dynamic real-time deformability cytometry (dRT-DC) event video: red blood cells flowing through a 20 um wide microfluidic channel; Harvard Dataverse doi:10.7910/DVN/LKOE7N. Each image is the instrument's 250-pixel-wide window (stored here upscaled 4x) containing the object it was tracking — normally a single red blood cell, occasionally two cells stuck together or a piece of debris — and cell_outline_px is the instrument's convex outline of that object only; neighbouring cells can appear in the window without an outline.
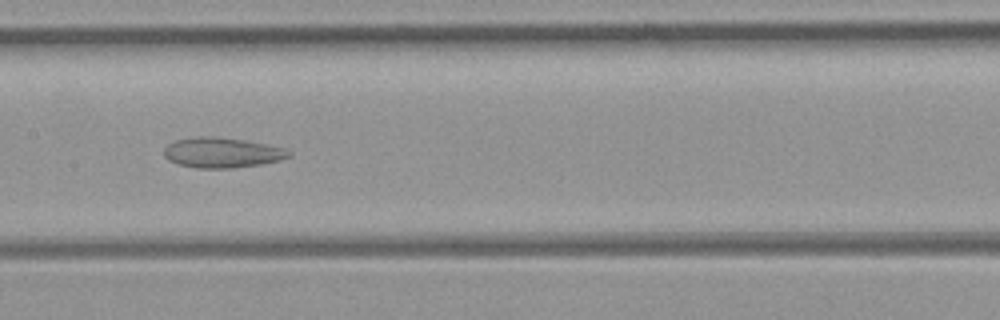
{"species": "common noctule bat (a hibernating species)", "species_latin": "Nyctalus noctula", "temperature_condition": "room temperature", "stored_images_in_passage": 38, "camera_frame_rate_fps": 3000, "um_per_image_px": 0.085, "animal": {"sex": "female", "body_mass_g": 21.9}, "frame": {"image": 1, "passage_image": 14, "time_ms": 4.333, "image_size_px": [1000, 320], "cell_outline_px": [[292, 156], [280, 160], [260, 164], [232, 168], [196, 168], [180, 164], [168, 160], [164, 156], [164, 148], [168, 144], [176, 140], [192, 136], [212, 136], [244, 140], [284, 148], [292, 152]], "centroid_in_image_um": [18.86, 12.97], "position_along_channel_um": 188.5, "area_um2": 21.96}}
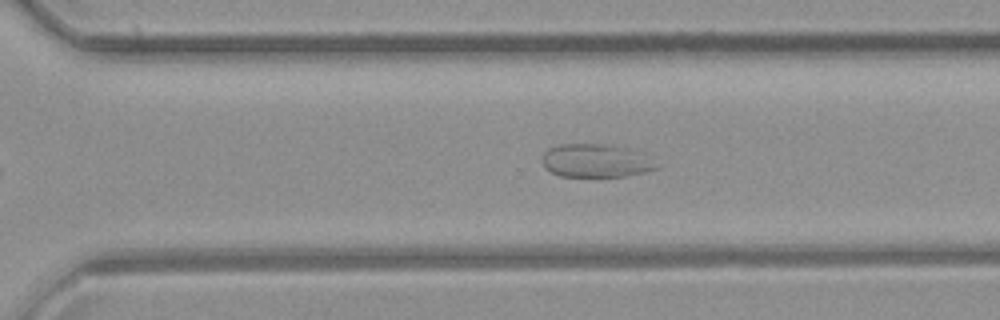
{"frame": {"image": 2, "passage_image": 23, "time_ms": 7.333, "image_size_px": [1000, 320], "cell_outline_px": [[656, 168], [648, 172], [624, 176], [560, 176], [544, 168], [544, 152], [548, 148], [560, 144], [604, 144], [632, 148]], "centroid_in_image_um": [50.55, 13.65], "position_along_channel_um": 320.0, "area_um2": 21.56}}
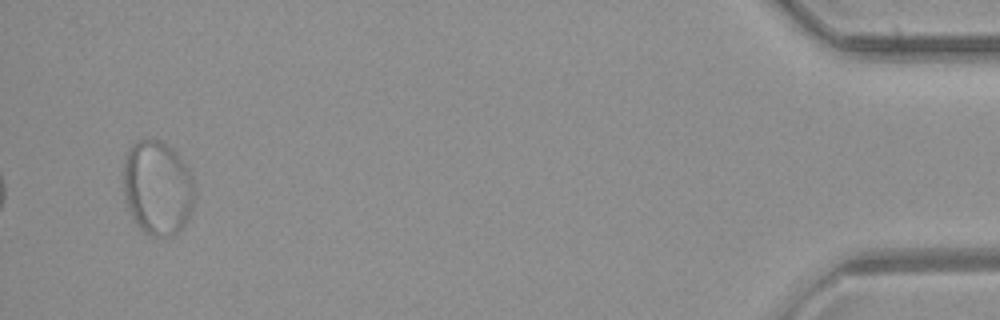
{"frame": {"image": 3, "passage_image": 36, "time_ms": 11.667, "image_size_px": [1000, 320], "cell_outline_px": [[192, 204], [188, 216], [184, 224], [176, 236], [152, 236], [144, 232], [140, 228], [128, 204], [124, 192], [124, 160], [128, 148], [136, 140], [160, 140], [172, 148], [176, 152], [188, 168], [192, 176]], "centroid_in_image_um": [13.38, 15.94], "position_along_channel_um": 421.8, "area_um2": 38.55}}